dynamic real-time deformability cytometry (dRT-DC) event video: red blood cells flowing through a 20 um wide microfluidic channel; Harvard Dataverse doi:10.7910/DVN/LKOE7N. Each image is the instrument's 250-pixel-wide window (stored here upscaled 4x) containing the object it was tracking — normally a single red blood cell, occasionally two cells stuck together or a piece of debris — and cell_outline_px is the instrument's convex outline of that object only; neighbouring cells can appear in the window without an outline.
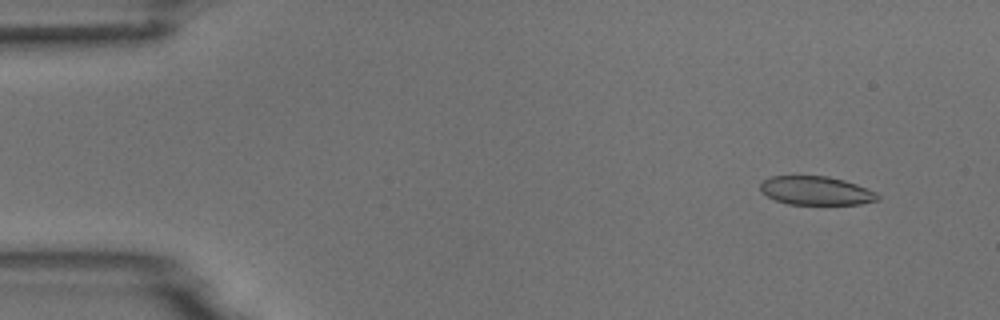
{"species": "common noctule bat (a hibernating species)", "species_latin": "Nyctalus noctula", "temperature_condition": "room temperature", "stored_images_in_passage": 5, "camera_frame_rate_fps": 3000, "um_per_image_px": 0.085, "animal": {"sex": "male", "body_mass_g": 18.8}, "frame": {"image": 1, "passage_image": 2, "time_ms": 1.0, "image_size_px": [1000, 320], "cell_outline_px": [[880, 200], [860, 204], [788, 204], [776, 200], [760, 192], [760, 184], [764, 180], [772, 176], [828, 176], [844, 180], [856, 184], [876, 192], [880, 196]], "centroid_in_image_um": [69.37, 16.21], "position_along_channel_um": 15.6, "area_um2": 19.59}}
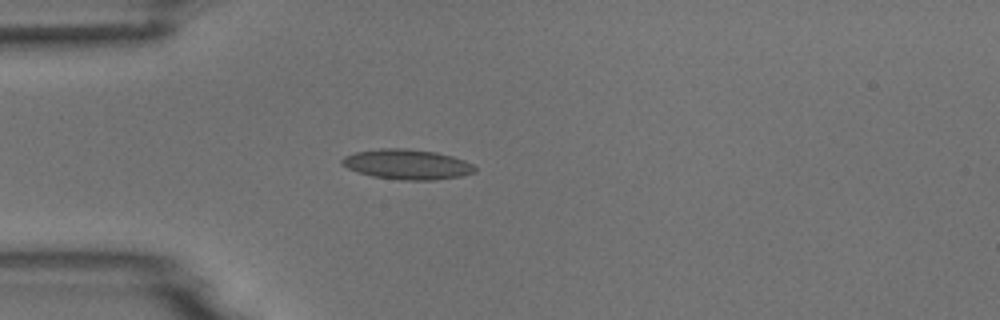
{"frame": {"image": 2, "passage_image": 5, "time_ms": 4.333, "image_size_px": [1000, 320], "cell_outline_px": [[476, 172], [460, 176], [436, 180], [400, 180], [372, 176], [356, 172], [340, 164], [340, 160], [344, 156], [356, 152], [380, 148], [408, 148], [436, 152], [452, 156], [464, 160], [472, 164], [476, 168]], "centroid_in_image_um": [34.59, 13.97], "position_along_channel_um": 50.4, "area_um2": 23.47}}